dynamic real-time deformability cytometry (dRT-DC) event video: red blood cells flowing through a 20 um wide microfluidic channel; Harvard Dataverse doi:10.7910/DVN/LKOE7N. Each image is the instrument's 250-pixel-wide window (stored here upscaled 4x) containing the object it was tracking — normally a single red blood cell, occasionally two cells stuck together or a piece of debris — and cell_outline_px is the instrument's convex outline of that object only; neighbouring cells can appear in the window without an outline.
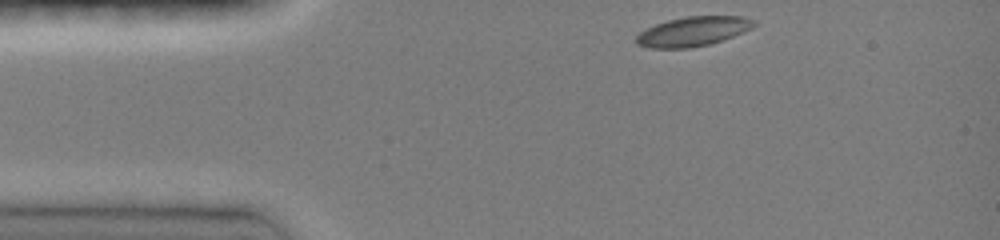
{"species": "common noctule bat (a hibernating species)", "species_latin": "Nyctalus noctula", "temperature_condition": "room temperature", "stored_images_in_passage": 35, "camera_frame_rate_fps": 3000, "um_per_image_px": 0.085, "animal": {"sex": "female", "body_mass_g": 19.0, "forearm_length_mm": 51.5}, "frame": {"image": 1, "passage_image": 1, "time_ms": 0.0, "image_size_px": [1000, 240], "cell_outline_px": [[756, 24], [752, 28], [744, 32], [708, 44], [688, 48], [648, 48], [636, 44], [636, 36], [640, 32], [656, 24], [668, 20], [688, 16], [744, 16], [752, 20]], "centroid_in_image_um": [58.89, 2.67], "position_along_channel_um": 26.1, "area_um2": 20.0}}
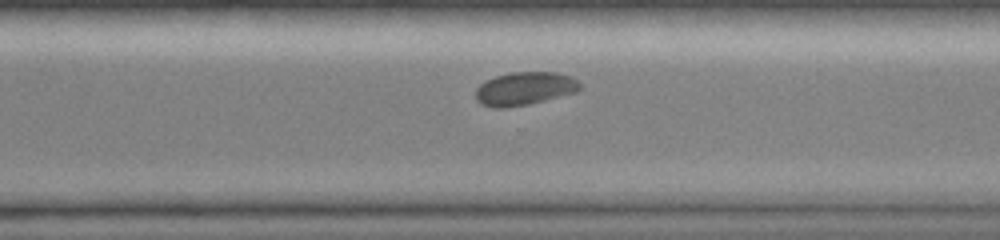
{"frame": {"image": 2, "passage_image": 27, "time_ms": 8.667, "image_size_px": [1000, 240], "cell_outline_px": [[584, 88], [576, 92], [528, 104], [504, 108], [492, 108], [480, 104], [476, 100], [476, 88], [484, 80], [496, 76], [512, 72], [556, 72], [572, 76]], "centroid_in_image_um": [44.58, 7.53], "position_along_channel_um": 326.0, "area_um2": 20.35}}
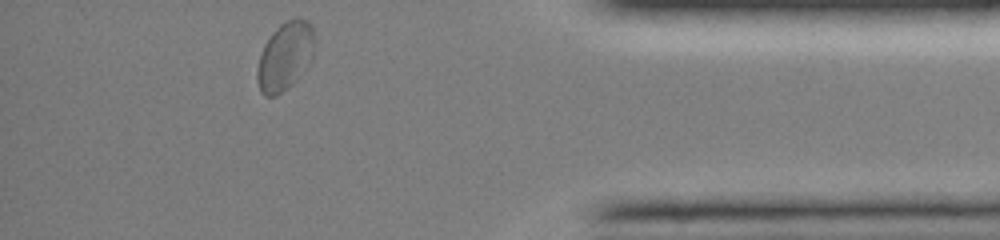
{"frame": {"image": 3, "passage_image": 35, "time_ms": 11.333, "image_size_px": [1000, 240], "cell_outline_px": [[312, 60], [292, 84], [276, 96], [264, 96], [260, 92], [256, 80], [256, 72], [260, 56], [264, 44], [272, 32], [280, 24], [296, 16], [300, 16], [308, 20], [312, 28]], "centroid_in_image_um": [24.19, 4.77], "position_along_channel_um": 411.0, "area_um2": 22.72}, "authors_computed_cell_mechanics": {"area_um2": 20.3456, "velocity_mm_per_s": 4.0321, "shape_relaxation_time_tau1_ms": 4.3333, "shape_relaxation_time_tau2_ms": 1.9348, "deformation_change_tau1": 0.0943, "deformation_change_tau2": 0.0276}}